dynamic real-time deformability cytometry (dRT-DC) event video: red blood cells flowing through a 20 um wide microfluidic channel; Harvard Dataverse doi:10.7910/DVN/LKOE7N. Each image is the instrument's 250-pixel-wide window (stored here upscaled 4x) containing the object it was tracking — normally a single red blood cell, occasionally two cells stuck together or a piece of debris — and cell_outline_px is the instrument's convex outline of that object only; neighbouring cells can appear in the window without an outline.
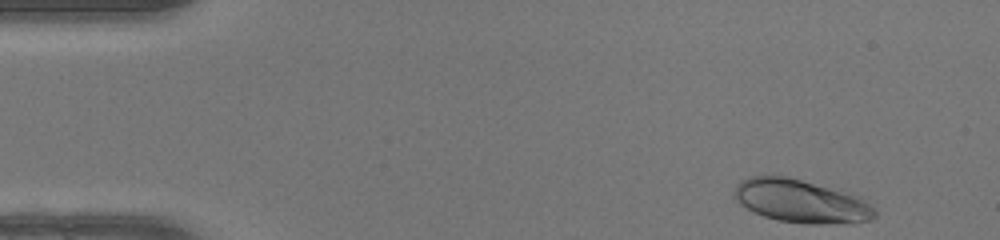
{"species": "human", "species_latin": "Homo sapiens", "temperature_condition": "warm", "stored_images_in_passage": 45, "camera_frame_rate_fps": 3000, "um_per_image_px": 0.085, "donor": {"sex": "female"}, "frame": {"image": 1, "passage_image": 1, "time_ms": 0.0, "image_size_px": [1000, 240], "cell_outline_px": [[876, 216], [872, 220], [852, 224], [804, 224], [776, 220], [752, 212], [740, 204], [732, 196], [732, 192], [736, 184], [740, 180], [748, 176], [788, 176], [860, 196], [876, 212]], "centroid_in_image_um": [68.05, 17.12], "position_along_channel_um": 16.9, "area_um2": 35.84}}
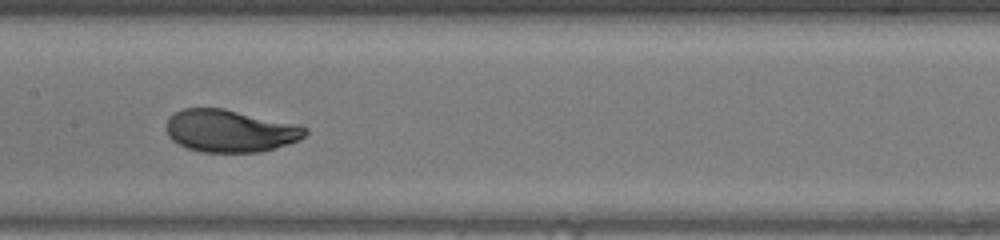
{"frame": {"image": 2, "passage_image": 21, "time_ms": 6.667, "image_size_px": [1000, 240], "cell_outline_px": [[308, 132], [300, 140], [276, 148], [260, 152], [200, 152], [188, 148], [172, 140], [168, 136], [168, 116], [184, 108], [224, 108], [300, 124], [308, 128]], "centroid_in_image_um": [19.61, 11.12], "position_along_channel_um": 187.8, "area_um2": 34.56}}
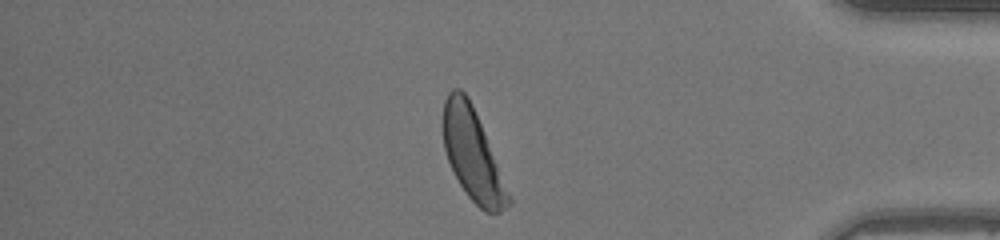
{"frame": {"image": 3, "passage_image": 38, "time_ms": 12.333, "image_size_px": [1000, 240], "cell_outline_px": [[512, 204], [508, 208], [500, 212], [484, 212], [468, 196], [460, 184], [448, 160], [444, 148], [444, 100], [448, 92], [452, 88], [460, 88], [468, 96], [472, 104], [512, 200]], "centroid_in_image_um": [40.17, 13.15], "position_along_channel_um": 395.0, "area_um2": 33.93}, "authors_computed_cell_mechanics": {"area_um2": 34.5644, "velocity_mm_per_s": 4.2169, "shape_relaxation_time_tau1_ms": 2.5137, "shape_relaxation_time_tau2_ms": null, "deformation_change_tau1": 0.1646, "deformation_change_tau2": null}}